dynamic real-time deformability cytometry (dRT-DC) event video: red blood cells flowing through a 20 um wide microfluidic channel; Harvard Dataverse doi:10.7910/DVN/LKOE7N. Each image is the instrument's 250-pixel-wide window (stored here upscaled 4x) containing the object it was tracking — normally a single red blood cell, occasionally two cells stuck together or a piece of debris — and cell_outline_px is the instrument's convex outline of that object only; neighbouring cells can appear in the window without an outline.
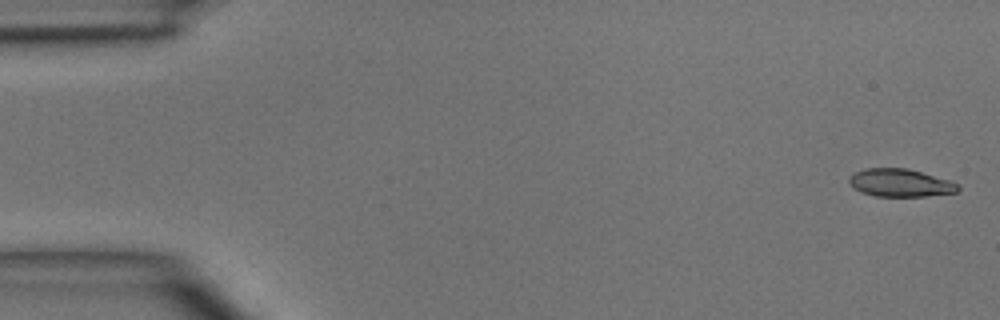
{"species": "common noctule bat (a hibernating species)", "species_latin": "Nyctalus noctula", "temperature_condition": "room temperature", "stored_images_in_passage": 47, "camera_frame_rate_fps": 3000, "um_per_image_px": 0.085, "animal": {"sex": "male", "body_mass_g": 15.6}, "frame": {"image": 1, "passage_image": 1, "time_ms": 0.0, "image_size_px": [1000, 320], "cell_outline_px": [[960, 188], [956, 192], [924, 196], [876, 196], [860, 192], [852, 188], [848, 180], [848, 176], [864, 168], [908, 168], [948, 180], [960, 184]], "centroid_in_image_um": [76.48, 15.54], "position_along_channel_um": 8.5, "area_um2": 17.69}}
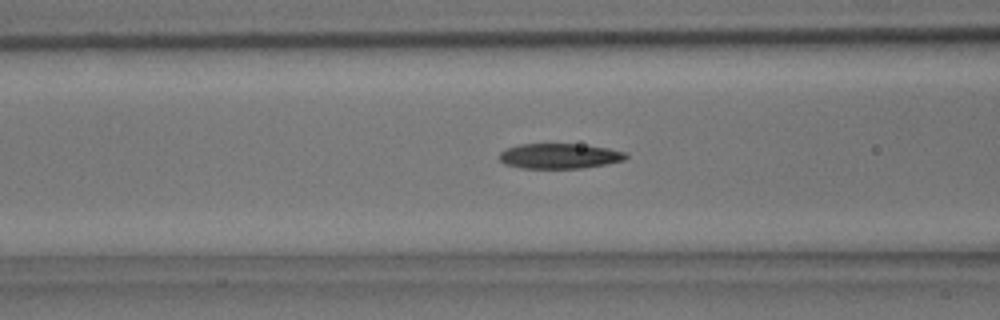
{"frame": {"image": 2, "passage_image": 18, "time_ms": 5.667, "image_size_px": [1000, 320], "cell_outline_px": [[628, 156], [624, 160], [608, 164], [584, 168], [520, 168], [504, 164], [500, 160], [500, 152], [508, 148], [520, 144], [580, 144], [608, 148], [624, 152]], "centroid_in_image_um": [47.56, 13.27], "position_along_channel_um": 119.0, "area_um2": 18.55}}
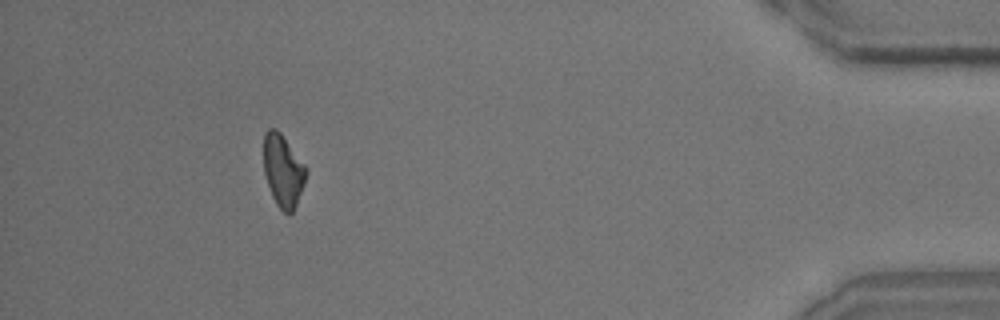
{"frame": {"image": 3, "passage_image": 43, "time_ms": 14.0, "image_size_px": [1000, 320], "cell_outline_px": [[308, 172], [304, 184], [296, 204], [292, 212], [288, 216], [276, 204], [272, 196], [264, 172], [264, 132], [268, 128], [276, 128], [280, 132], [308, 168]], "centroid_in_image_um": [24.07, 14.49], "position_along_channel_um": 411.1, "area_um2": 17.92}}